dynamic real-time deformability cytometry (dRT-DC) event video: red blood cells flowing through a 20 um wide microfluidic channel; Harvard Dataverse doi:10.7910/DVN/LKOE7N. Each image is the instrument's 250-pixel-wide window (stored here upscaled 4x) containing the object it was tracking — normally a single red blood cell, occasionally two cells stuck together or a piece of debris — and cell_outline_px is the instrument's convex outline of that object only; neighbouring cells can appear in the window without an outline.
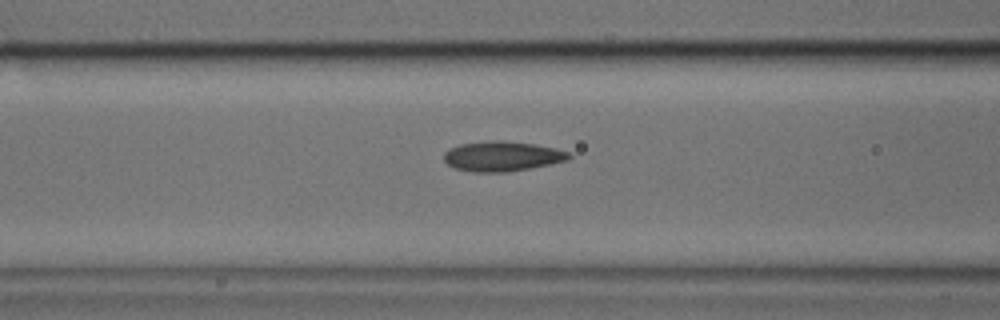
{"species": "common noctule bat (a hibernating species)", "species_latin": "Nyctalus noctula", "temperature_condition": "cold", "stored_images_in_passage": 33, "camera_frame_rate_fps": 3000, "um_per_image_px": 0.085, "animal": {"sex": "male", "body_mass_g": 17.9, "forearm_length_mm": 54.2}, "frame": {"image": 1, "passage_image": 5, "time_ms": 1.333, "image_size_px": [1000, 320], "cell_outline_px": [[572, 156], [568, 160], [508, 172], [472, 172], [456, 168], [448, 164], [444, 160], [444, 152], [448, 148], [460, 144], [492, 140], [504, 140], [532, 144], [556, 148], [568, 152]], "centroid_in_image_um": [42.65, 13.27], "position_along_channel_um": 123.9, "area_um2": 21.73}}
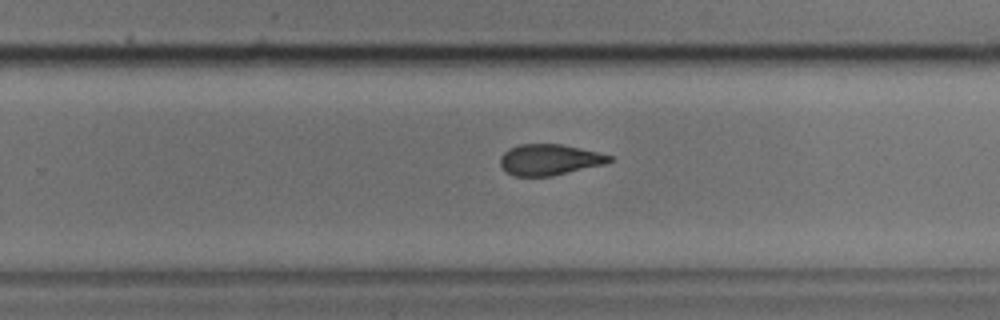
{"frame": {"image": 2, "passage_image": 17, "time_ms": 5.333, "image_size_px": [1000, 320], "cell_outline_px": [[616, 160], [604, 164], [552, 176], [512, 176], [500, 164], [500, 156], [508, 148], [520, 144], [560, 144], [580, 148], [612, 156]], "centroid_in_image_um": [46.7, 13.57], "position_along_channel_um": 283.1, "area_um2": 19.65}}
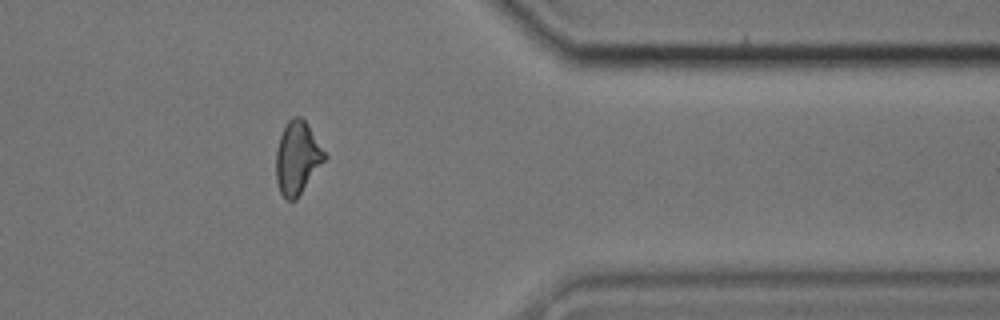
{"frame": {"image": 3, "passage_image": 26, "time_ms": 8.333, "image_size_px": [1000, 320], "cell_outline_px": [[328, 156], [296, 200], [288, 200], [280, 192], [276, 180], [276, 152], [280, 136], [284, 124], [292, 116], [300, 116], [304, 120]], "centroid_in_image_um": [25.26, 13.41], "position_along_channel_um": 386.1, "area_um2": 20.52}}